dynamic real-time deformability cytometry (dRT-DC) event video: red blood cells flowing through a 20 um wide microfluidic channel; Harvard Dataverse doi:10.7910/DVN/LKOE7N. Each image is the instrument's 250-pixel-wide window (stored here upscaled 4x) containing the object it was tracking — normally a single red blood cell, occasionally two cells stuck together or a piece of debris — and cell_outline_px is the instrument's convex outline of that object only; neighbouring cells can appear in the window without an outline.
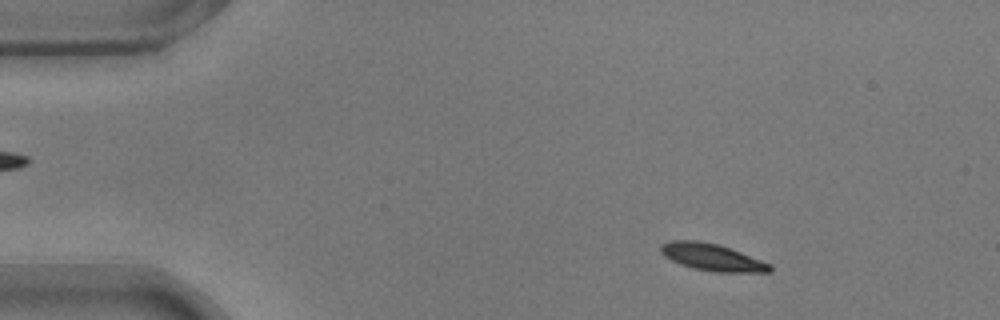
{"species": "common noctule bat (a hibernating species)", "species_latin": "Nyctalus noctula", "temperature_condition": "warm", "stored_images_in_passage": 27, "camera_frame_rate_fps": 3000, "um_per_image_px": 0.085, "animal": {"sex": "male", "body_mass_g": 17.9}, "frame": {"image": 1, "passage_image": 6, "time_ms": 1.667, "image_size_px": [1000, 320], "cell_outline_px": [[772, 272], [716, 272], [692, 268], [680, 264], [664, 256], [660, 252], [660, 244], [672, 240], [700, 240], [720, 244], [772, 264]], "centroid_in_image_um": [60.52, 21.85], "position_along_channel_um": 24.5, "area_um2": 17.4}}
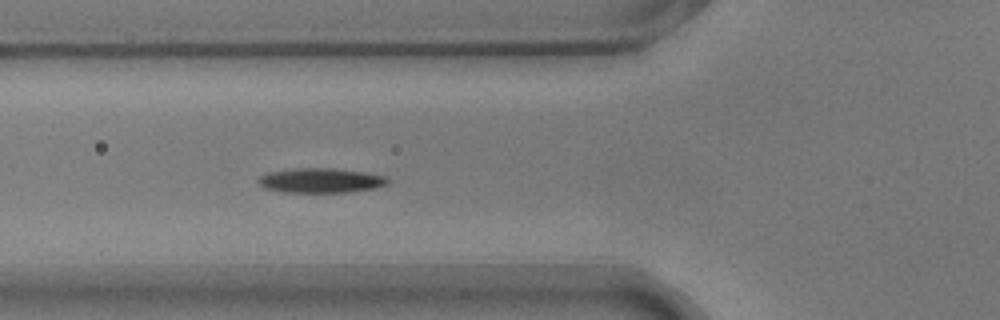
{"frame": {"image": 2, "passage_image": 18, "time_ms": 5.667, "image_size_px": [1000, 320], "cell_outline_px": [[392, 180], [388, 184], [376, 188], [352, 192], [284, 192], [264, 188], [256, 180], [260, 176], [268, 172], [296, 168], [336, 168], [364, 172], [388, 176]], "centroid_in_image_um": [27.33, 15.34], "position_along_channel_um": 98.5, "area_um2": 18.9}}
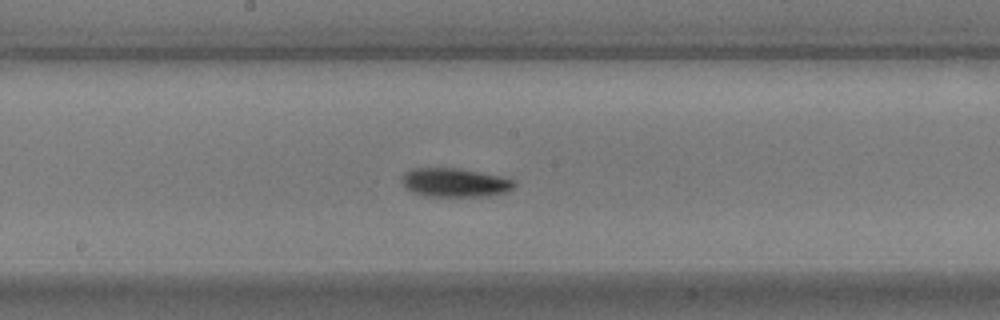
{"frame": {"image": 3, "passage_image": 27, "time_ms": 8.667, "image_size_px": [1000, 320], "cell_outline_px": [[516, 184], [512, 188], [504, 192], [484, 196], [428, 196], [412, 192], [400, 180], [404, 172], [412, 168], [456, 168], [480, 172], [500, 176], [516, 180]], "centroid_in_image_um": [38.65, 15.5], "position_along_channel_um": 209.6, "area_um2": 18.73}}